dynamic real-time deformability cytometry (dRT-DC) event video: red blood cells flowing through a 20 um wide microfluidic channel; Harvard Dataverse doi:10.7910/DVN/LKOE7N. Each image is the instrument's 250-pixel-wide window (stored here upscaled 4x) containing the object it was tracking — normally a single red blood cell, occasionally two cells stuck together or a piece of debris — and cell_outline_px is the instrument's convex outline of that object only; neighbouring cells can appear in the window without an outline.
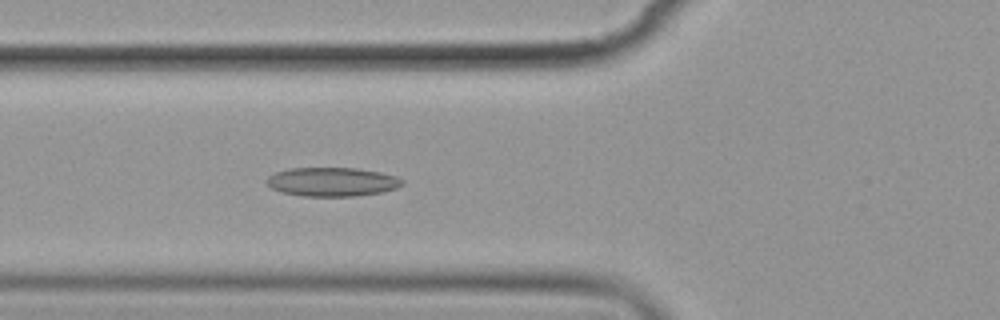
{"species": "common noctule bat (a hibernating species)", "species_latin": "Nyctalus noctula", "temperature_condition": "cold", "stored_images_in_passage": 5, "camera_frame_rate_fps": 3000, "um_per_image_px": 0.085, "animal": {"sex": "female", "body_mass_g": 19.9}, "frame": {"image": 1, "passage_image": 5, "time_ms": 4.667, "image_size_px": [1000, 320], "cell_outline_px": [[404, 184], [396, 188], [380, 192], [352, 196], [304, 196], [280, 192], [272, 188], [268, 184], [268, 176], [276, 172], [288, 168], [356, 168], [380, 172], [396, 176], [404, 180]], "centroid_in_image_um": [28.24, 15.45], "position_along_channel_um": 97.6, "area_um2": 22.72}}